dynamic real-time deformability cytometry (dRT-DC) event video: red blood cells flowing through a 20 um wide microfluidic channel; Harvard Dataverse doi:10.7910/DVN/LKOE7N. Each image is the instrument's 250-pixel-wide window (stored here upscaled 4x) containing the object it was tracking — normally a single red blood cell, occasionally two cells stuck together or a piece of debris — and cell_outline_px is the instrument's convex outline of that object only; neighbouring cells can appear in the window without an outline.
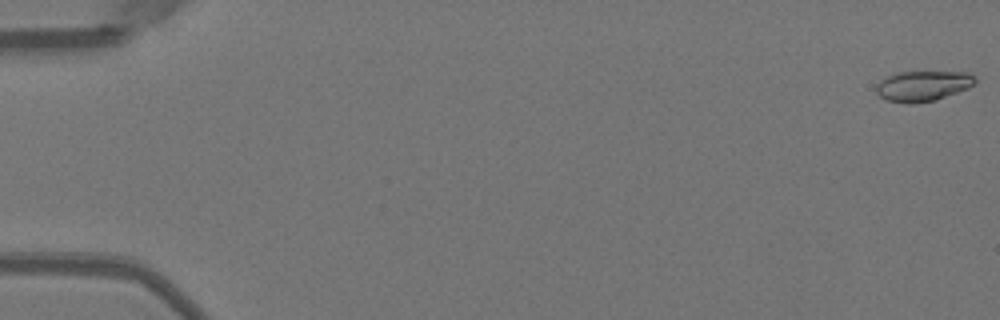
{"species": "Egyptian fruit bat (a non-hibernating species)", "species_latin": "Rousettus aegyptiacus", "temperature_condition": "warm", "stored_images_in_passage": 53, "segment_of_instrument_passage": [1, 2], "camera_frame_rate_fps": 3000, "um_per_image_px": 0.085, "animal": {"sex": "female"}, "frame": {"image": 1, "passage_image": 1, "time_ms": 0.0, "image_size_px": [1000, 320], "cell_outline_px": [[976, 80], [968, 88], [936, 100], [912, 104], [908, 104], [888, 100], [880, 96], [876, 92], [876, 84], [880, 80], [896, 72], [968, 72], [976, 76]], "centroid_in_image_um": [78.43, 7.3], "position_along_channel_um": 6.6, "area_um2": 17.51}}
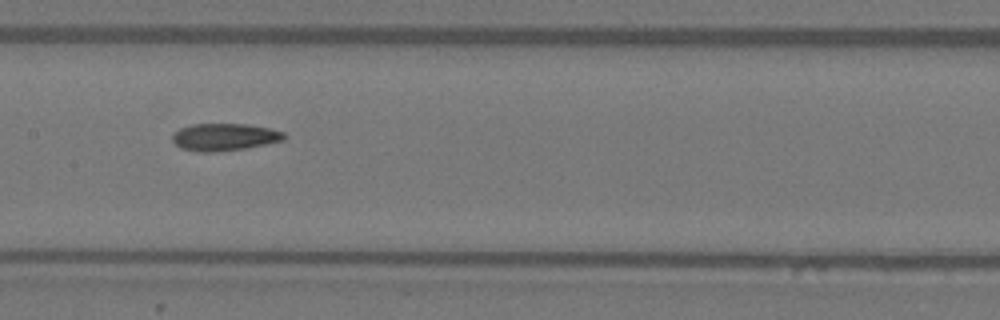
{"frame": {"image": 2, "passage_image": 27, "time_ms": 8.667, "image_size_px": [1000, 320], "cell_outline_px": [[288, 136], [284, 140], [244, 148], [216, 152], [200, 152], [180, 148], [172, 140], [172, 136], [180, 128], [192, 124], [248, 124], [268, 128], [284, 132]], "centroid_in_image_um": [19.08, 11.64], "position_along_channel_um": 188.3, "area_um2": 17.69}}
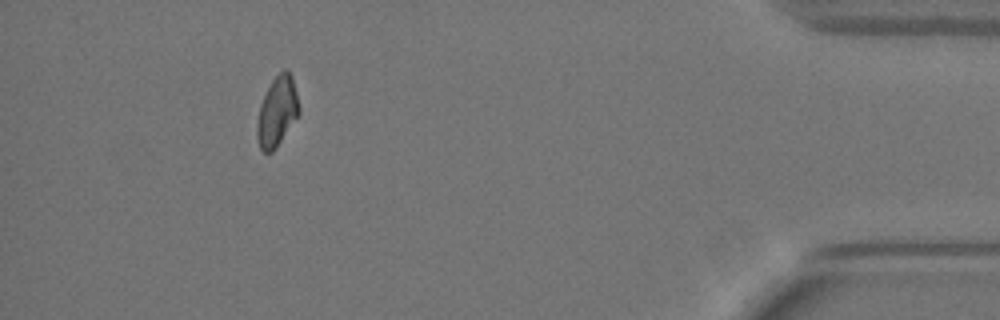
{"frame": {"image": 3, "passage_image": 48, "time_ms": 15.667, "image_size_px": [1000, 320], "cell_outline_px": [[300, 112], [276, 148], [272, 152], [264, 152], [260, 148], [256, 136], [256, 124], [260, 104], [272, 80], [284, 68], [288, 68], [292, 76], [300, 108]], "centroid_in_image_um": [23.55, 9.47], "position_along_channel_um": 411.7, "area_um2": 17.05}}